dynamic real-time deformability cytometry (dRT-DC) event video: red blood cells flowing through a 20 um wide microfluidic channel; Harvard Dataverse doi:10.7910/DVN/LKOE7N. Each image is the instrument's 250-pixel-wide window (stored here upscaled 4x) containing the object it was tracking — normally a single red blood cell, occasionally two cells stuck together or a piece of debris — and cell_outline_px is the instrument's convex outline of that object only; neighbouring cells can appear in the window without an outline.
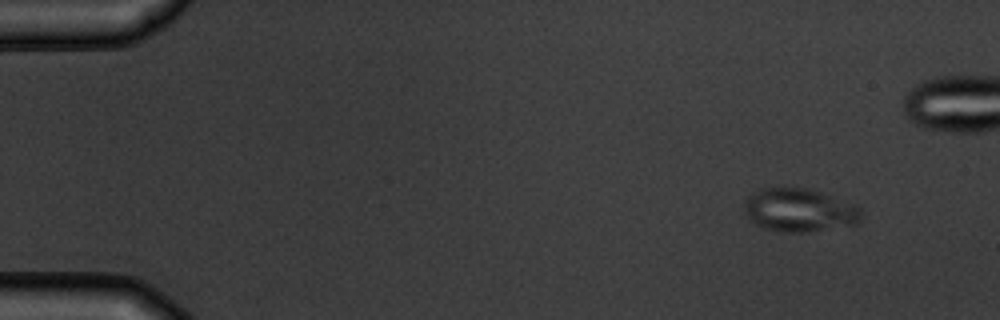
{"species": "common noctule bat (a hibernating species)", "species_latin": "Nyctalus noctula", "temperature_condition": "warm", "stored_images_in_passage": 6, "camera_frame_rate_fps": 3000, "um_per_image_px": 0.085, "animal": {"sex": "male", "body_mass_g": 19.5, "forearm_length_mm": 54.6}, "frame": {"image": 1, "passage_image": 1, "time_ms": 0.0, "image_size_px": [1000, 320], "cell_outline_px": [[860, 220], [856, 224], [804, 232], [780, 232], [764, 228], [756, 224], [748, 216], [744, 204], [744, 200], [752, 192], [760, 188], [804, 188], [820, 192], [856, 204], [860, 208]], "centroid_in_image_um": [67.93, 17.85], "position_along_channel_um": 17.1, "area_um2": 29.25}}